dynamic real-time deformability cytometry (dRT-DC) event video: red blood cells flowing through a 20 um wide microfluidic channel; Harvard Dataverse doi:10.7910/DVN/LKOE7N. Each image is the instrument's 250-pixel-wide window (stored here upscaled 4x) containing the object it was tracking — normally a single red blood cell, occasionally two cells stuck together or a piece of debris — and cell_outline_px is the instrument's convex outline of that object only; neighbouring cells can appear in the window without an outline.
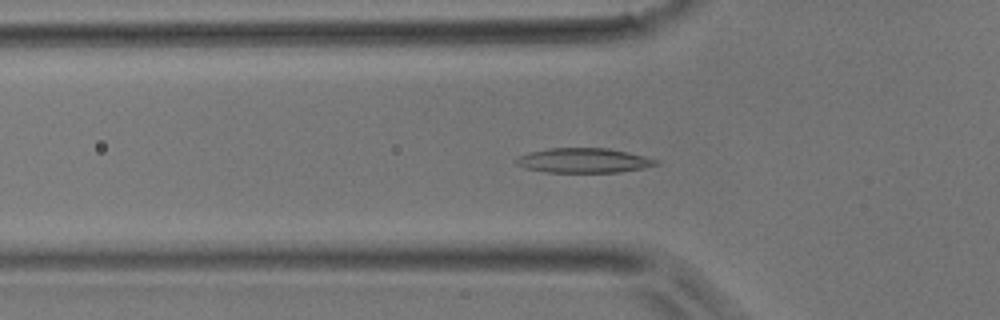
{"species": "common noctule bat (a hibernating species)", "species_latin": "Nyctalus noctula", "temperature_condition": "room temperature", "stored_images_in_passage": 46, "camera_frame_rate_fps": 3000, "um_per_image_px": 0.085, "animal": {"sex": "male", "body_mass_g": 17.9}, "frame": {"image": 1, "passage_image": 15, "time_ms": 4.667, "image_size_px": [1000, 320], "cell_outline_px": [[660, 164], [644, 168], [620, 172], [544, 172], [524, 168], [516, 164], [516, 160], [520, 156], [532, 152], [548, 148], [608, 148], [628, 152], [660, 160]], "centroid_in_image_um": [49.66, 13.64], "position_along_channel_um": 76.1, "area_um2": 20.11}}
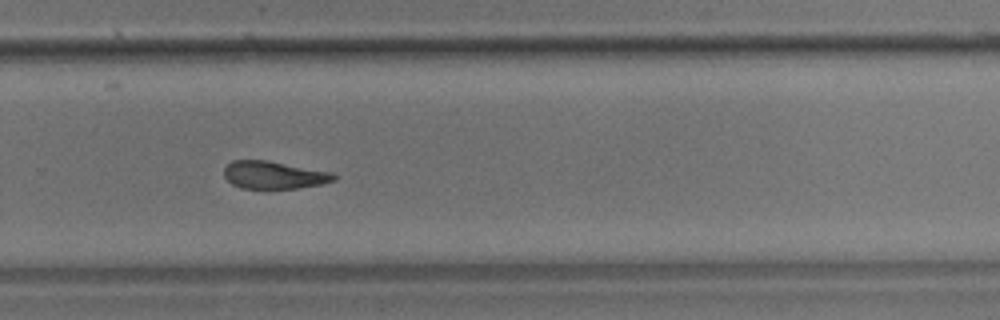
{"frame": {"image": 2, "passage_image": 31, "time_ms": 10.0, "image_size_px": [1000, 320], "cell_outline_px": [[336, 180], [320, 184], [300, 188], [240, 188], [232, 184], [224, 176], [224, 168], [232, 160], [268, 160], [332, 172], [336, 176]], "centroid_in_image_um": [23.28, 14.87], "position_along_channel_um": 306.5, "area_um2": 17.69}}
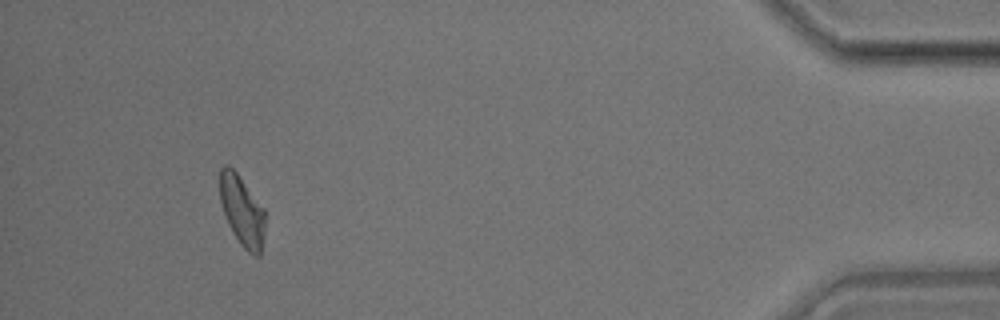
{"frame": {"image": 3, "passage_image": 43, "time_ms": 14.0, "image_size_px": [1000, 320], "cell_outline_px": [[264, 232], [260, 256], [256, 256], [248, 252], [240, 244], [232, 232], [228, 224], [220, 200], [220, 168], [224, 164], [228, 164], [236, 172], [264, 208]], "centroid_in_image_um": [20.56, 17.91], "position_along_channel_um": 414.6, "area_um2": 18.38}}